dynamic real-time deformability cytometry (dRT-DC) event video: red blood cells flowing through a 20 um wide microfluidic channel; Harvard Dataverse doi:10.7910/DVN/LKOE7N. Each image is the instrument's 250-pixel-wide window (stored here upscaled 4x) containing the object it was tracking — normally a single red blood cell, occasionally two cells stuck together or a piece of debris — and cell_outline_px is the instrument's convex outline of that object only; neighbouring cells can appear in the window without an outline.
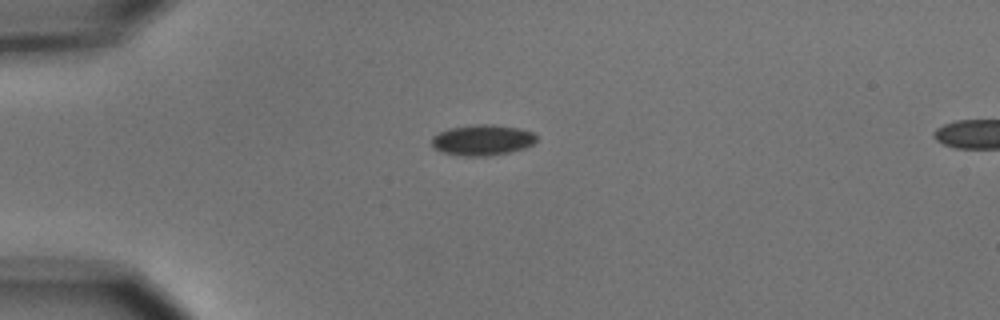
{"species": "common noctule bat (a hibernating species)", "species_latin": "Nyctalus noctula", "temperature_condition": "cold", "stored_images_in_passage": 6, "camera_frame_rate_fps": 3000, "um_per_image_px": 0.085, "animal": {"sex": "male", "body_mass_g": 15.6}, "frame": {"image": 1, "passage_image": 1, "time_ms": 0.0, "image_size_px": [1000, 320], "cell_outline_px": [[536, 140], [532, 144], [524, 148], [512, 152], [488, 156], [464, 156], [444, 152], [432, 148], [432, 136], [448, 128], [480, 124], [488, 124], [520, 128], [532, 132], [536, 136]], "centroid_in_image_um": [41.0, 11.91], "position_along_channel_um": 44.0, "area_um2": 18.73}}
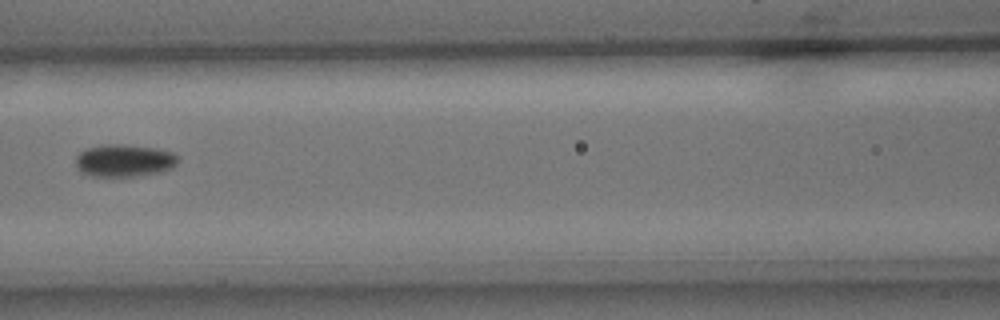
{"frame": {"image": 2, "passage_image": 4, "time_ms": 3.667, "image_size_px": [1000, 320], "cell_outline_px": [[176, 164], [172, 168], [160, 172], [136, 176], [92, 176], [80, 172], [76, 164], [76, 156], [80, 152], [88, 148], [104, 144], [124, 144], [152, 148], [172, 152], [176, 156]], "centroid_in_image_um": [10.52, 13.65], "position_along_channel_um": 156.1, "area_um2": 19.13}}
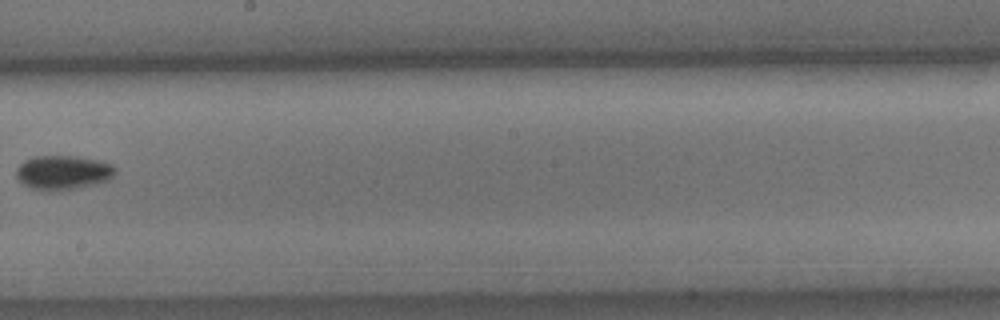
{"frame": {"image": 3, "passage_image": 6, "time_ms": 6.0, "image_size_px": [1000, 320], "cell_outline_px": [[116, 172], [108, 180], [96, 184], [60, 192], [48, 192], [32, 188], [24, 184], [16, 176], [16, 168], [24, 160], [32, 156], [76, 156], [100, 160], [112, 164], [116, 168]], "centroid_in_image_um": [5.36, 14.67], "position_along_channel_um": 242.8, "area_um2": 20.17}}